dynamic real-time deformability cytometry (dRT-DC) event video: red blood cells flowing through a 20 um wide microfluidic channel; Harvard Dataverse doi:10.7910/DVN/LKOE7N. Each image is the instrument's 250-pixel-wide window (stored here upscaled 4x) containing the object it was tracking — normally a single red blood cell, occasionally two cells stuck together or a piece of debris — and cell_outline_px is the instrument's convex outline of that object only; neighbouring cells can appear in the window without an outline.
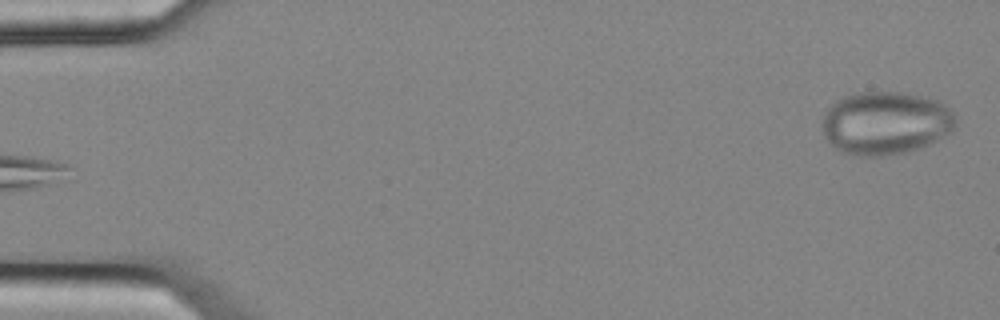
{"species": "common noctule bat (a hibernating species)", "species_latin": "Nyctalus noctula", "temperature_condition": "cold", "stored_images_in_passage": 6, "segment_of_instrument_passage": [2, 2], "camera_frame_rate_fps": 3000, "um_per_image_px": 0.085, "animal": {"sex": "female", "body_mass_g": 25.1}, "frame": {"image": 1, "passage_image": 6, "time_ms": 1.667, "image_size_px": [1000, 320], "cell_outline_px": [[956, 128], [952, 132], [920, 148], [908, 152], [884, 156], [856, 156], [840, 152], [824, 136], [820, 124], [824, 112], [836, 100], [844, 96], [860, 92], [900, 92], [940, 100], [956, 116]], "centroid_in_image_um": [75.26, 10.46], "position_along_channel_um": 9.7, "area_um2": 49.65}}